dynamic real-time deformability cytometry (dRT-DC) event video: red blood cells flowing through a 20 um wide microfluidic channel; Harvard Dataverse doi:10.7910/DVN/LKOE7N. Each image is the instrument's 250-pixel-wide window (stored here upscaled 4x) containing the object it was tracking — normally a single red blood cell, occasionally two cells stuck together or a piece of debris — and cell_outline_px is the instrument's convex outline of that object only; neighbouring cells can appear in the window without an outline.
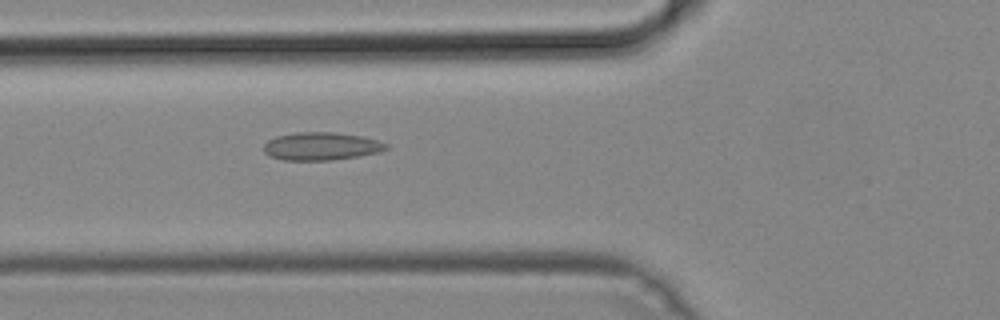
{"species": "common noctule bat (a hibernating species)", "species_latin": "Nyctalus noctula", "temperature_condition": "cold", "stored_images_in_passage": 39, "camera_frame_rate_fps": 3000, "um_per_image_px": 0.085, "animal": {"sex": "male", "body_mass_g": 19.2, "forearm_length_mm": 51.8}, "frame": {"image": 1, "passage_image": 8, "time_ms": 2.333, "image_size_px": [1000, 320], "cell_outline_px": [[388, 148], [380, 152], [356, 156], [328, 160], [284, 160], [268, 156], [264, 152], [264, 144], [268, 140], [276, 136], [296, 132], [332, 132], [360, 136], [376, 140], [388, 144]], "centroid_in_image_um": [27.26, 12.43], "position_along_channel_um": 98.5, "area_um2": 19.77}}
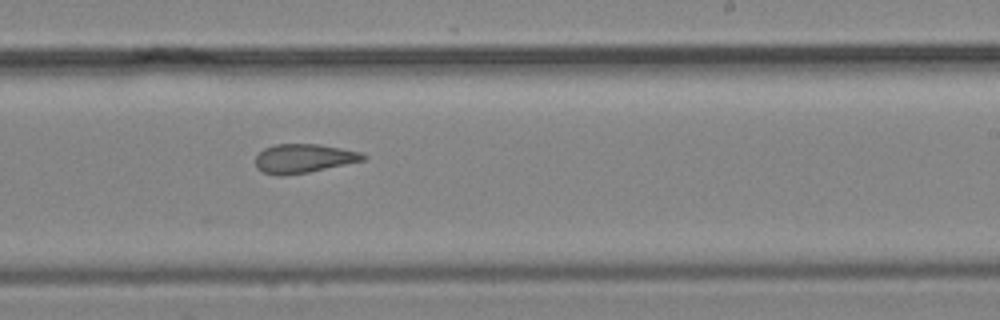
{"frame": {"image": 2, "passage_image": 20, "time_ms": 6.333, "image_size_px": [1000, 320], "cell_outline_px": [[368, 156], [364, 160], [308, 172], [284, 176], [280, 176], [264, 172], [256, 168], [256, 156], [264, 148], [276, 144], [320, 144], [360, 152]], "centroid_in_image_um": [25.79, 13.46], "position_along_channel_um": 263.2, "area_um2": 18.03}}
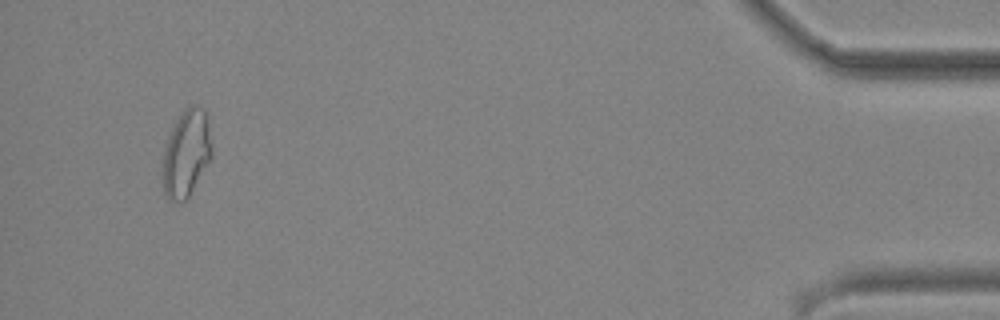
{"frame": {"image": 3, "passage_image": 37, "time_ms": 12.0, "image_size_px": [1000, 320], "cell_outline_px": [[212, 160], [188, 200], [168, 200], [164, 192], [160, 180], [164, 148], [172, 128], [176, 120], [192, 104], [196, 104], [204, 108], [212, 144]], "centroid_in_image_um": [15.84, 13.12], "position_along_channel_um": 419.4, "area_um2": 25.49}}